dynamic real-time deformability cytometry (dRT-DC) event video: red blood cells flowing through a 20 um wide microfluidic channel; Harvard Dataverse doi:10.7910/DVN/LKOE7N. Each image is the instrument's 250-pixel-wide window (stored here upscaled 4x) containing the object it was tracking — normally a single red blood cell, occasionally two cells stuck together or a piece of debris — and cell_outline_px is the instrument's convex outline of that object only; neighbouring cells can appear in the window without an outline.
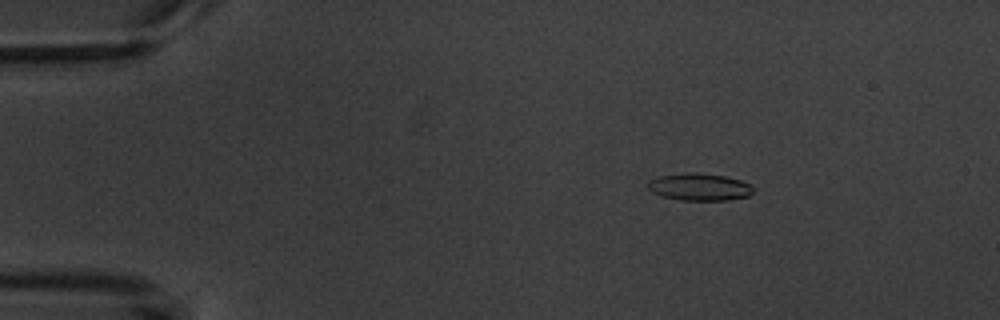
{"species": "common noctule bat (a hibernating species)", "species_latin": "Nyctalus noctula", "temperature_condition": "warm", "stored_images_in_passage": 5, "camera_frame_rate_fps": 3000, "um_per_image_px": 0.085, "animal": {"sex": "male", "body_mass_g": 20.1, "forearm_length_mm": 53.5}, "frame": {"image": 1, "passage_image": 3, "time_ms": 2.333, "image_size_px": [1000, 320], "cell_outline_px": [[756, 188], [748, 196], [728, 200], [680, 200], [660, 196], [652, 192], [644, 184], [648, 180], [660, 176], [688, 172], [700, 172], [724, 176], [740, 180]], "centroid_in_image_um": [59.41, 15.89], "position_along_channel_um": 25.6, "area_um2": 16.94}}